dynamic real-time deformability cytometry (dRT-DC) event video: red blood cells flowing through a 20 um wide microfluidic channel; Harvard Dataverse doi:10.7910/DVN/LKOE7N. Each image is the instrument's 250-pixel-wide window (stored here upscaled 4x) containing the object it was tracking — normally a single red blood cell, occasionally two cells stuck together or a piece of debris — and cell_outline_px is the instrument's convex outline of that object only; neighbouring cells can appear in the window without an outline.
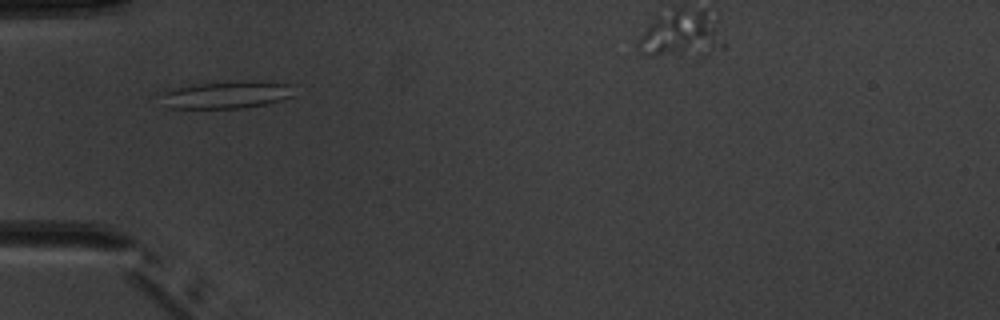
{"species": "common noctule bat (a hibernating species)", "species_latin": "Nyctalus noctula", "temperature_condition": "warm", "stored_images_in_passage": 3, "camera_frame_rate_fps": 3000, "um_per_image_px": 0.085, "animal": {"sex": "male", "body_mass_g": 20.1, "forearm_length_mm": 53.5}, "frame": {"image": 1, "passage_image": 1, "time_ms": 0.0, "image_size_px": [1000, 320], "cell_outline_px": [[292, 96], [280, 100], [264, 104], [240, 108], [168, 108], [164, 92], [176, 88], [192, 84], [240, 80], [256, 80], [288, 84]], "centroid_in_image_um": [19.29, 8.03], "position_along_channel_um": 65.7, "area_um2": 20.75}}
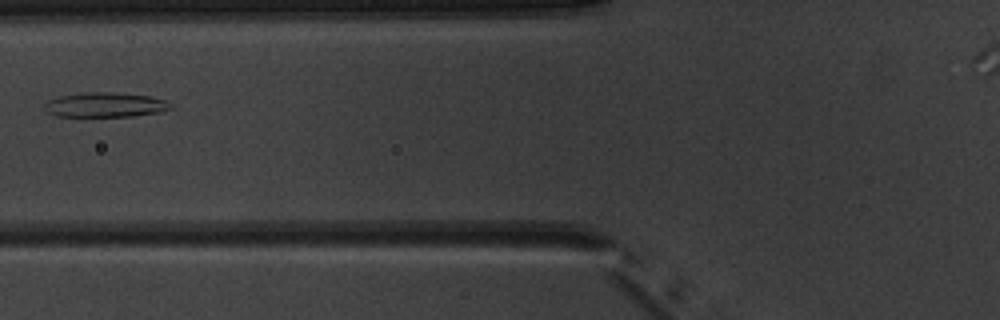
{"frame": {"image": 2, "passage_image": 2, "time_ms": 1.333, "image_size_px": [1000, 320], "cell_outline_px": [[172, 108], [160, 112], [132, 116], [56, 116], [48, 112], [44, 108], [44, 104], [48, 100], [60, 96], [88, 92], [112, 92], [148, 96], [164, 100], [172, 104]], "centroid_in_image_um": [8.94, 8.91], "position_along_channel_um": 116.9, "area_um2": 17.98}}
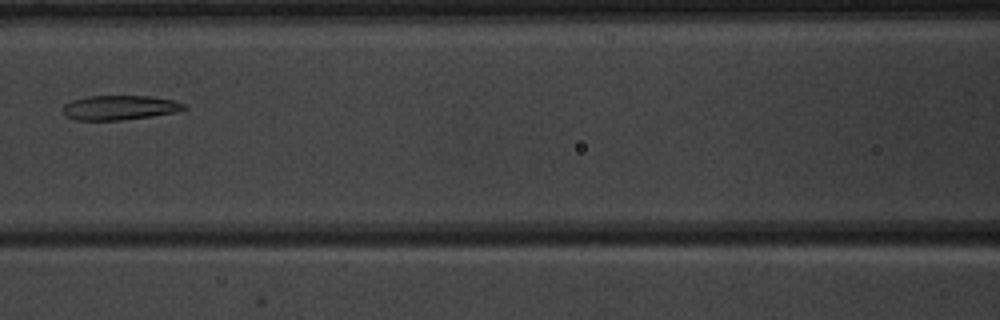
{"frame": {"image": 3, "passage_image": 3, "time_ms": 2.333, "image_size_px": [1000, 320], "cell_outline_px": [[188, 108], [176, 112], [152, 116], [120, 120], [76, 120], [64, 116], [60, 108], [64, 104], [72, 100], [88, 96], [152, 96], [176, 100], [184, 104]], "centroid_in_image_um": [10.14, 9.14], "position_along_channel_um": 156.5, "area_um2": 17.57}}